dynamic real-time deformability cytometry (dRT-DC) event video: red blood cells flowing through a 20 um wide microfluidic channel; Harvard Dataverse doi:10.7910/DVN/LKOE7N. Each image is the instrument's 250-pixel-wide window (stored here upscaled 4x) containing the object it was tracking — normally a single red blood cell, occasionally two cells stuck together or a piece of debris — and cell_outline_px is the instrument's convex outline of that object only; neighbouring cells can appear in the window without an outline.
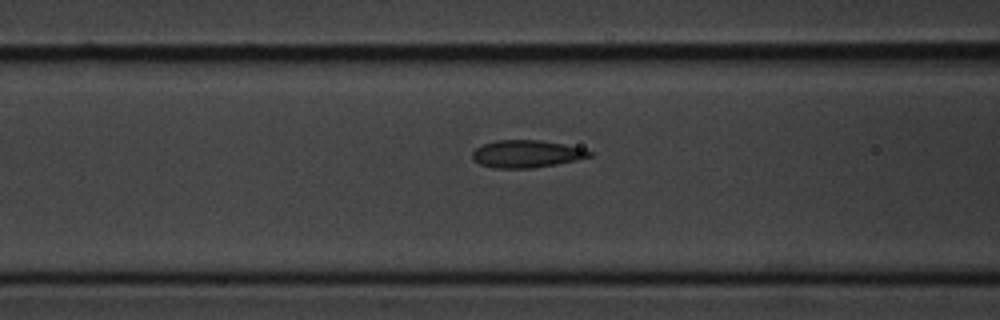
{"species": "common noctule bat (a hibernating species)", "species_latin": "Nyctalus noctula", "temperature_condition": "cold", "stored_images_in_passage": 8, "camera_frame_rate_fps": 3000, "um_per_image_px": 0.085, "animal": {"sex": "male", "body_mass_g": 20.1, "forearm_length_mm": 53.5}, "frame": {"image": 1, "passage_image": 8, "time_ms": 9.0, "image_size_px": [1000, 320], "cell_outline_px": [[592, 156], [576, 160], [556, 164], [532, 168], [492, 168], [480, 164], [472, 156], [472, 152], [476, 148], [484, 144], [496, 140], [540, 140], [564, 144], [580, 148], [592, 152]], "centroid_in_image_um": [44.75, 13.08], "position_along_channel_um": 121.9, "area_um2": 18.55}}